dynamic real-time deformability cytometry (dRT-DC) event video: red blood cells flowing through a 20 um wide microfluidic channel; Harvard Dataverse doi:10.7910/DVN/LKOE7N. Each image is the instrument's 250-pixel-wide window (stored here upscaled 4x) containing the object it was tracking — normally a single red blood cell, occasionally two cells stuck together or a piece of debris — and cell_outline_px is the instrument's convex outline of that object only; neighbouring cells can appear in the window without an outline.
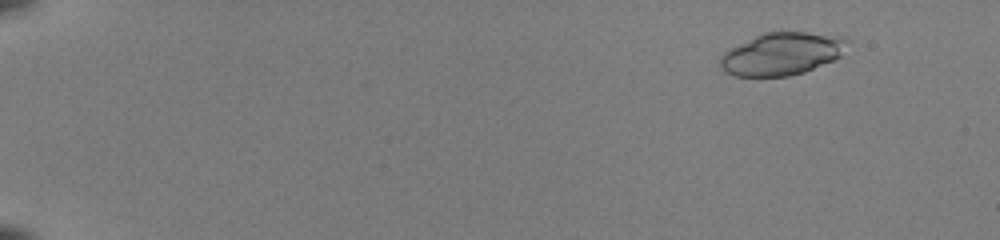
{"species": "common noctule bat (a hibernating species)", "species_latin": "Nyctalus noctula", "temperature_condition": "room temperature", "stored_images_in_passage": 53, "camera_frame_rate_fps": 3000, "um_per_image_px": 0.085, "animal": {"sex": "female", "body_mass_g": 22.0, "forearm_length_mm": 56.7}, "frame": {"image": 1, "passage_image": 7, "time_ms": 2.0, "image_size_px": [1000, 240], "cell_outline_px": [[852, 40], [840, 56], [832, 60], [804, 72], [788, 76], [736, 76], [720, 68], [720, 56], [728, 48], [764, 32], [804, 32], [840, 36]], "centroid_in_image_um": [66.46, 4.56], "position_along_channel_um": 18.5, "area_um2": 31.5}}